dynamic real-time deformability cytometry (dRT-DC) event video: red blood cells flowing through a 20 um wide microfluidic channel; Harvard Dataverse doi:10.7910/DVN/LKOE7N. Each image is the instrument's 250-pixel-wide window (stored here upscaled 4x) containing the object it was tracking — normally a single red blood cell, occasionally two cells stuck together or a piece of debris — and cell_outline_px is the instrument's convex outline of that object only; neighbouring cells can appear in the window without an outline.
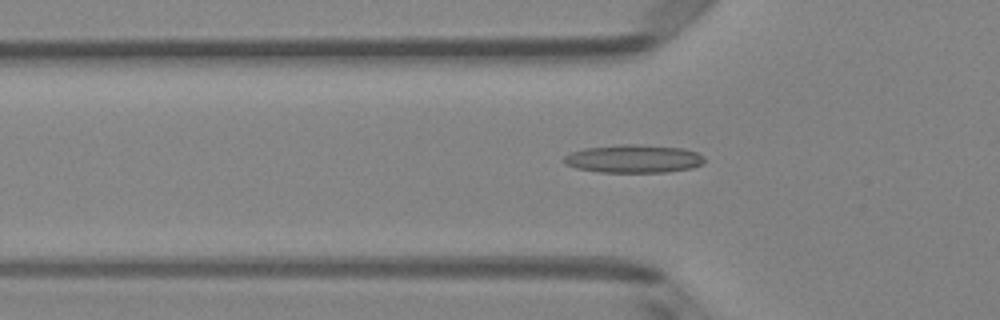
{"species": "Egyptian fruit bat (a non-hibernating species)", "species_latin": "Rousettus aegyptiacus", "temperature_condition": "room temperature", "stored_images_in_passage": 47, "camera_frame_rate_fps": 3000, "um_per_image_px": 0.085, "animal": {"sex": "female"}, "frame": {"image": 1, "passage_image": 17, "time_ms": 5.333, "image_size_px": [1000, 320], "cell_outline_px": [[704, 160], [700, 164], [692, 168], [664, 172], [600, 172], [576, 168], [564, 164], [564, 156], [572, 152], [584, 148], [620, 144], [640, 144], [680, 148], [696, 152], [704, 156]], "centroid_in_image_um": [53.82, 13.49], "position_along_channel_um": 72.0, "area_um2": 22.95}}
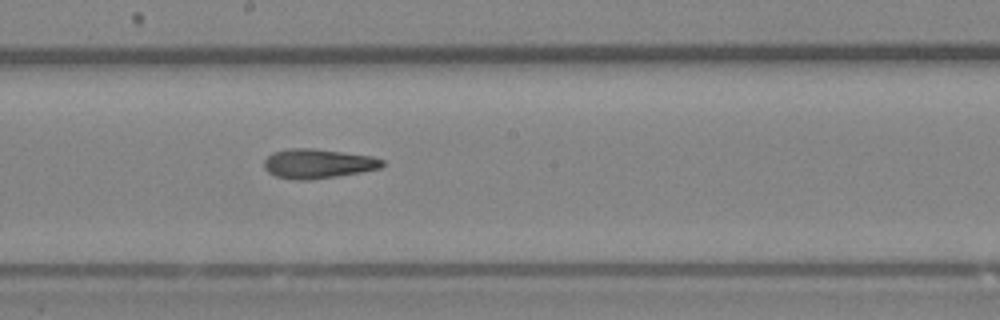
{"frame": {"image": 2, "passage_image": 28, "time_ms": 9.0, "image_size_px": [1000, 320], "cell_outline_px": [[384, 164], [380, 168], [360, 172], [312, 180], [296, 180], [276, 176], [268, 172], [264, 168], [264, 160], [272, 152], [288, 148], [312, 148], [372, 156], [384, 160]], "centroid_in_image_um": [26.99, 13.9], "position_along_channel_um": 221.2, "area_um2": 20.29}}
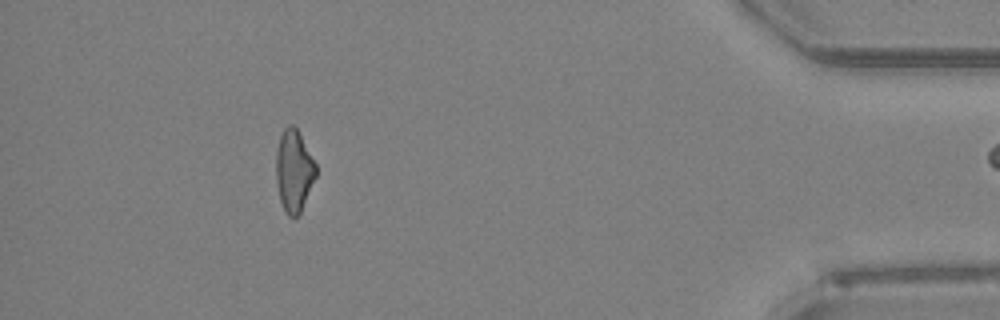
{"frame": {"image": 3, "passage_image": 46, "time_ms": 15.0, "image_size_px": [1000, 320], "cell_outline_px": [[316, 176], [300, 212], [296, 216], [288, 216], [280, 200], [276, 180], [276, 148], [280, 136], [284, 128], [288, 124], [292, 124], [296, 128], [316, 164]], "centroid_in_image_um": [24.96, 14.49], "position_along_channel_um": 410.2, "area_um2": 18.73}}